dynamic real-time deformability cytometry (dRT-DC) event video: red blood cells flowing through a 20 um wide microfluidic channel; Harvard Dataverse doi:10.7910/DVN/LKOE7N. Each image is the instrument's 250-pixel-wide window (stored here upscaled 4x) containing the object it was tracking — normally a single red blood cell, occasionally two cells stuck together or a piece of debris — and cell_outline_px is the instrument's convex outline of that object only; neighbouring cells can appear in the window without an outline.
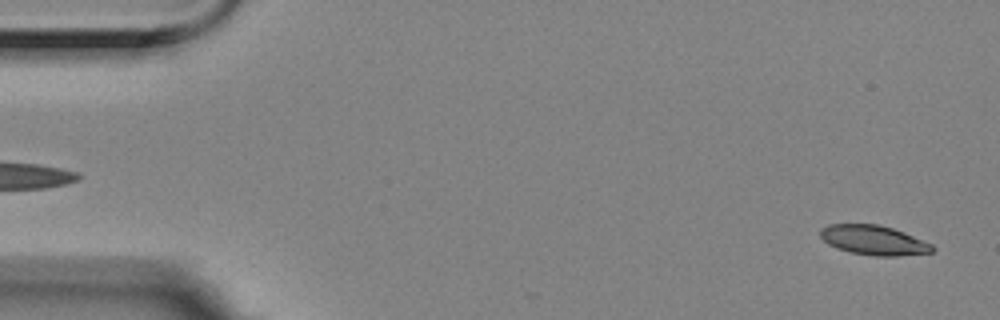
{"species": "Egyptian fruit bat (a non-hibernating species)", "species_latin": "Rousettus aegyptiacus", "temperature_condition": "room temperature", "stored_images_in_passage": 56, "camera_frame_rate_fps": 3000, "um_per_image_px": 0.085, "animal": {"sex": "female"}, "frame": {"image": 1, "passage_image": 2, "time_ms": 0.333, "image_size_px": [1000, 320], "cell_outline_px": [[936, 248], [932, 252], [900, 256], [876, 256], [852, 252], [836, 248], [828, 244], [820, 236], [820, 228], [828, 224], [880, 224], [904, 232], [932, 244]], "centroid_in_image_um": [74.27, 20.41], "position_along_channel_um": 10.7, "area_um2": 19.36}}
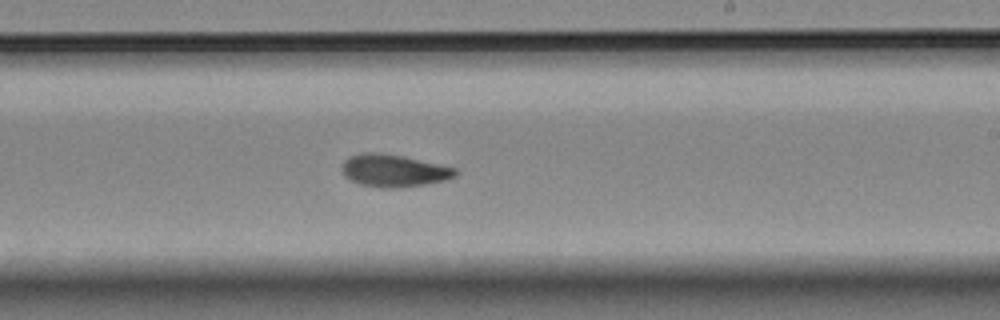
{"frame": {"image": 2, "passage_image": 33, "time_ms": 10.667, "image_size_px": [1000, 320], "cell_outline_px": [[460, 172], [456, 176], [444, 180], [424, 184], [396, 188], [380, 188], [360, 184], [344, 176], [344, 160], [348, 156], [360, 152], [380, 152], [400, 156], [456, 168]], "centroid_in_image_um": [33.46, 14.5], "position_along_channel_um": 255.5, "area_um2": 21.21}}
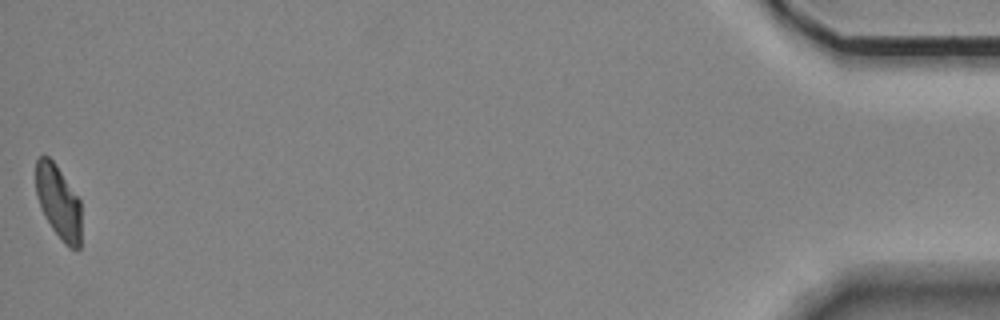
{"frame": {"image": 3, "passage_image": 56, "time_ms": 18.333, "image_size_px": [1000, 320], "cell_outline_px": [[80, 248], [68, 248], [64, 244], [52, 228], [44, 216], [36, 196], [36, 160], [40, 156], [48, 156], [56, 164], [80, 200]], "centroid_in_image_um": [4.95, 17.17], "position_along_channel_um": 430.2, "area_um2": 19.42}, "authors_computed_cell_mechanics": {"area_um2": 20.519, "velocity_mm_per_s": 3.5255, "shape_relaxation_time_tau1_ms": 3.6503, "shape_relaxation_time_tau2_ms": 3.4886, "deformation_change_tau1": 0.1464, "deformation_change_tau2": 0.092}}